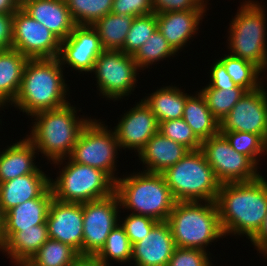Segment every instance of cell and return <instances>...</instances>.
Wrapping results in <instances>:
<instances>
[{
    "label": "cell",
    "mask_w": 267,
    "mask_h": 266,
    "mask_svg": "<svg viewBox=\"0 0 267 266\" xmlns=\"http://www.w3.org/2000/svg\"><path fill=\"white\" fill-rule=\"evenodd\" d=\"M149 95L143 100L151 108L158 123L183 118L184 106L190 95L183 93L179 87H161Z\"/></svg>",
    "instance_id": "28"
},
{
    "label": "cell",
    "mask_w": 267,
    "mask_h": 266,
    "mask_svg": "<svg viewBox=\"0 0 267 266\" xmlns=\"http://www.w3.org/2000/svg\"><path fill=\"white\" fill-rule=\"evenodd\" d=\"M71 266H107L92 256H80Z\"/></svg>",
    "instance_id": "46"
},
{
    "label": "cell",
    "mask_w": 267,
    "mask_h": 266,
    "mask_svg": "<svg viewBox=\"0 0 267 266\" xmlns=\"http://www.w3.org/2000/svg\"><path fill=\"white\" fill-rule=\"evenodd\" d=\"M28 58L16 49L0 51V101L12 105L21 87Z\"/></svg>",
    "instance_id": "26"
},
{
    "label": "cell",
    "mask_w": 267,
    "mask_h": 266,
    "mask_svg": "<svg viewBox=\"0 0 267 266\" xmlns=\"http://www.w3.org/2000/svg\"><path fill=\"white\" fill-rule=\"evenodd\" d=\"M18 9L14 0H0V13H15Z\"/></svg>",
    "instance_id": "47"
},
{
    "label": "cell",
    "mask_w": 267,
    "mask_h": 266,
    "mask_svg": "<svg viewBox=\"0 0 267 266\" xmlns=\"http://www.w3.org/2000/svg\"><path fill=\"white\" fill-rule=\"evenodd\" d=\"M79 253L60 241L48 239L29 260L30 266H71Z\"/></svg>",
    "instance_id": "30"
},
{
    "label": "cell",
    "mask_w": 267,
    "mask_h": 266,
    "mask_svg": "<svg viewBox=\"0 0 267 266\" xmlns=\"http://www.w3.org/2000/svg\"><path fill=\"white\" fill-rule=\"evenodd\" d=\"M215 202L224 236L246 235L251 240L267 214V180L260 176L250 182L220 184Z\"/></svg>",
    "instance_id": "1"
},
{
    "label": "cell",
    "mask_w": 267,
    "mask_h": 266,
    "mask_svg": "<svg viewBox=\"0 0 267 266\" xmlns=\"http://www.w3.org/2000/svg\"><path fill=\"white\" fill-rule=\"evenodd\" d=\"M94 257L107 266L110 259L119 263L131 261L132 244L120 224L110 232L104 246Z\"/></svg>",
    "instance_id": "33"
},
{
    "label": "cell",
    "mask_w": 267,
    "mask_h": 266,
    "mask_svg": "<svg viewBox=\"0 0 267 266\" xmlns=\"http://www.w3.org/2000/svg\"><path fill=\"white\" fill-rule=\"evenodd\" d=\"M61 40L19 8L13 17L12 48L28 59L58 58Z\"/></svg>",
    "instance_id": "13"
},
{
    "label": "cell",
    "mask_w": 267,
    "mask_h": 266,
    "mask_svg": "<svg viewBox=\"0 0 267 266\" xmlns=\"http://www.w3.org/2000/svg\"><path fill=\"white\" fill-rule=\"evenodd\" d=\"M153 11L156 14L183 10H206L202 0H152Z\"/></svg>",
    "instance_id": "42"
},
{
    "label": "cell",
    "mask_w": 267,
    "mask_h": 266,
    "mask_svg": "<svg viewBox=\"0 0 267 266\" xmlns=\"http://www.w3.org/2000/svg\"><path fill=\"white\" fill-rule=\"evenodd\" d=\"M183 119L201 141L220 132V122L212 115L200 91L195 96L192 94L187 98Z\"/></svg>",
    "instance_id": "27"
},
{
    "label": "cell",
    "mask_w": 267,
    "mask_h": 266,
    "mask_svg": "<svg viewBox=\"0 0 267 266\" xmlns=\"http://www.w3.org/2000/svg\"><path fill=\"white\" fill-rule=\"evenodd\" d=\"M5 104V105H4ZM3 106H6V103L0 101V107L4 108Z\"/></svg>",
    "instance_id": "50"
},
{
    "label": "cell",
    "mask_w": 267,
    "mask_h": 266,
    "mask_svg": "<svg viewBox=\"0 0 267 266\" xmlns=\"http://www.w3.org/2000/svg\"><path fill=\"white\" fill-rule=\"evenodd\" d=\"M159 132L186 147L189 151L201 149L202 141L183 118L162 121Z\"/></svg>",
    "instance_id": "38"
},
{
    "label": "cell",
    "mask_w": 267,
    "mask_h": 266,
    "mask_svg": "<svg viewBox=\"0 0 267 266\" xmlns=\"http://www.w3.org/2000/svg\"><path fill=\"white\" fill-rule=\"evenodd\" d=\"M220 133L226 137L233 149L248 156L256 165L260 161L257 157L267 152V143L257 134L241 131H220Z\"/></svg>",
    "instance_id": "37"
},
{
    "label": "cell",
    "mask_w": 267,
    "mask_h": 266,
    "mask_svg": "<svg viewBox=\"0 0 267 266\" xmlns=\"http://www.w3.org/2000/svg\"><path fill=\"white\" fill-rule=\"evenodd\" d=\"M76 25L95 24L100 18L111 13L113 0H65Z\"/></svg>",
    "instance_id": "34"
},
{
    "label": "cell",
    "mask_w": 267,
    "mask_h": 266,
    "mask_svg": "<svg viewBox=\"0 0 267 266\" xmlns=\"http://www.w3.org/2000/svg\"><path fill=\"white\" fill-rule=\"evenodd\" d=\"M18 266H30L28 263H24V264H21V265H18Z\"/></svg>",
    "instance_id": "51"
},
{
    "label": "cell",
    "mask_w": 267,
    "mask_h": 266,
    "mask_svg": "<svg viewBox=\"0 0 267 266\" xmlns=\"http://www.w3.org/2000/svg\"><path fill=\"white\" fill-rule=\"evenodd\" d=\"M176 202H215L220 183L201 149L188 151L162 173Z\"/></svg>",
    "instance_id": "6"
},
{
    "label": "cell",
    "mask_w": 267,
    "mask_h": 266,
    "mask_svg": "<svg viewBox=\"0 0 267 266\" xmlns=\"http://www.w3.org/2000/svg\"><path fill=\"white\" fill-rule=\"evenodd\" d=\"M49 239L47 224L32 226L21 231H2L0 251L17 265L28 263L39 248Z\"/></svg>",
    "instance_id": "20"
},
{
    "label": "cell",
    "mask_w": 267,
    "mask_h": 266,
    "mask_svg": "<svg viewBox=\"0 0 267 266\" xmlns=\"http://www.w3.org/2000/svg\"><path fill=\"white\" fill-rule=\"evenodd\" d=\"M188 151L186 147L158 131L149 139L138 156L143 164H146L144 172L162 174L181 160Z\"/></svg>",
    "instance_id": "23"
},
{
    "label": "cell",
    "mask_w": 267,
    "mask_h": 266,
    "mask_svg": "<svg viewBox=\"0 0 267 266\" xmlns=\"http://www.w3.org/2000/svg\"><path fill=\"white\" fill-rule=\"evenodd\" d=\"M219 61L225 66L234 83L247 92L257 90L263 86L258 77L262 70L254 63L230 54H225Z\"/></svg>",
    "instance_id": "31"
},
{
    "label": "cell",
    "mask_w": 267,
    "mask_h": 266,
    "mask_svg": "<svg viewBox=\"0 0 267 266\" xmlns=\"http://www.w3.org/2000/svg\"><path fill=\"white\" fill-rule=\"evenodd\" d=\"M120 145L114 131L108 130L101 122L91 119L82 129L69 158L75 162L98 168L114 181L115 160ZM115 176V177H114Z\"/></svg>",
    "instance_id": "9"
},
{
    "label": "cell",
    "mask_w": 267,
    "mask_h": 266,
    "mask_svg": "<svg viewBox=\"0 0 267 266\" xmlns=\"http://www.w3.org/2000/svg\"><path fill=\"white\" fill-rule=\"evenodd\" d=\"M206 10H183L156 14L157 29L171 47L178 52L199 28Z\"/></svg>",
    "instance_id": "19"
},
{
    "label": "cell",
    "mask_w": 267,
    "mask_h": 266,
    "mask_svg": "<svg viewBox=\"0 0 267 266\" xmlns=\"http://www.w3.org/2000/svg\"><path fill=\"white\" fill-rule=\"evenodd\" d=\"M156 29V13L135 17L121 51L133 56Z\"/></svg>",
    "instance_id": "36"
},
{
    "label": "cell",
    "mask_w": 267,
    "mask_h": 266,
    "mask_svg": "<svg viewBox=\"0 0 267 266\" xmlns=\"http://www.w3.org/2000/svg\"><path fill=\"white\" fill-rule=\"evenodd\" d=\"M68 159L56 181H49L53 198L61 202L85 203L115 193V181L106 172Z\"/></svg>",
    "instance_id": "8"
},
{
    "label": "cell",
    "mask_w": 267,
    "mask_h": 266,
    "mask_svg": "<svg viewBox=\"0 0 267 266\" xmlns=\"http://www.w3.org/2000/svg\"><path fill=\"white\" fill-rule=\"evenodd\" d=\"M21 9L46 26L61 41L65 40L76 26L65 0H33Z\"/></svg>",
    "instance_id": "21"
},
{
    "label": "cell",
    "mask_w": 267,
    "mask_h": 266,
    "mask_svg": "<svg viewBox=\"0 0 267 266\" xmlns=\"http://www.w3.org/2000/svg\"><path fill=\"white\" fill-rule=\"evenodd\" d=\"M53 195L50 186L38 197L13 207L3 216V231H21L46 224Z\"/></svg>",
    "instance_id": "24"
},
{
    "label": "cell",
    "mask_w": 267,
    "mask_h": 266,
    "mask_svg": "<svg viewBox=\"0 0 267 266\" xmlns=\"http://www.w3.org/2000/svg\"><path fill=\"white\" fill-rule=\"evenodd\" d=\"M3 214L1 212V209H0V244H1V235H2V231H3Z\"/></svg>",
    "instance_id": "49"
},
{
    "label": "cell",
    "mask_w": 267,
    "mask_h": 266,
    "mask_svg": "<svg viewBox=\"0 0 267 266\" xmlns=\"http://www.w3.org/2000/svg\"><path fill=\"white\" fill-rule=\"evenodd\" d=\"M119 206L116 193L83 203L82 256L94 257L104 246L110 232L121 223L117 216Z\"/></svg>",
    "instance_id": "12"
},
{
    "label": "cell",
    "mask_w": 267,
    "mask_h": 266,
    "mask_svg": "<svg viewBox=\"0 0 267 266\" xmlns=\"http://www.w3.org/2000/svg\"><path fill=\"white\" fill-rule=\"evenodd\" d=\"M49 239L74 248L82 256L83 203L52 199L46 219Z\"/></svg>",
    "instance_id": "16"
},
{
    "label": "cell",
    "mask_w": 267,
    "mask_h": 266,
    "mask_svg": "<svg viewBox=\"0 0 267 266\" xmlns=\"http://www.w3.org/2000/svg\"><path fill=\"white\" fill-rule=\"evenodd\" d=\"M220 131L254 133L267 143V93L264 86L242 96L220 121Z\"/></svg>",
    "instance_id": "14"
},
{
    "label": "cell",
    "mask_w": 267,
    "mask_h": 266,
    "mask_svg": "<svg viewBox=\"0 0 267 266\" xmlns=\"http://www.w3.org/2000/svg\"><path fill=\"white\" fill-rule=\"evenodd\" d=\"M111 12L133 17L154 13L152 0H113Z\"/></svg>",
    "instance_id": "41"
},
{
    "label": "cell",
    "mask_w": 267,
    "mask_h": 266,
    "mask_svg": "<svg viewBox=\"0 0 267 266\" xmlns=\"http://www.w3.org/2000/svg\"><path fill=\"white\" fill-rule=\"evenodd\" d=\"M14 13H0V51L12 48Z\"/></svg>",
    "instance_id": "44"
},
{
    "label": "cell",
    "mask_w": 267,
    "mask_h": 266,
    "mask_svg": "<svg viewBox=\"0 0 267 266\" xmlns=\"http://www.w3.org/2000/svg\"><path fill=\"white\" fill-rule=\"evenodd\" d=\"M200 92L212 115L220 122L247 91L242 87L215 89L208 85Z\"/></svg>",
    "instance_id": "32"
},
{
    "label": "cell",
    "mask_w": 267,
    "mask_h": 266,
    "mask_svg": "<svg viewBox=\"0 0 267 266\" xmlns=\"http://www.w3.org/2000/svg\"><path fill=\"white\" fill-rule=\"evenodd\" d=\"M115 193L120 207L134 210L132 214L147 216L158 222L167 221L176 203L163 175L158 173L141 171L118 177Z\"/></svg>",
    "instance_id": "4"
},
{
    "label": "cell",
    "mask_w": 267,
    "mask_h": 266,
    "mask_svg": "<svg viewBox=\"0 0 267 266\" xmlns=\"http://www.w3.org/2000/svg\"><path fill=\"white\" fill-rule=\"evenodd\" d=\"M209 258L204 250L176 247L167 266H210Z\"/></svg>",
    "instance_id": "40"
},
{
    "label": "cell",
    "mask_w": 267,
    "mask_h": 266,
    "mask_svg": "<svg viewBox=\"0 0 267 266\" xmlns=\"http://www.w3.org/2000/svg\"><path fill=\"white\" fill-rule=\"evenodd\" d=\"M176 53L161 32L156 29L133 55V59L139 69H144V67L148 68L154 62L156 63L164 58L173 57Z\"/></svg>",
    "instance_id": "35"
},
{
    "label": "cell",
    "mask_w": 267,
    "mask_h": 266,
    "mask_svg": "<svg viewBox=\"0 0 267 266\" xmlns=\"http://www.w3.org/2000/svg\"><path fill=\"white\" fill-rule=\"evenodd\" d=\"M33 0H14V2L18 5L19 8H22L26 3Z\"/></svg>",
    "instance_id": "48"
},
{
    "label": "cell",
    "mask_w": 267,
    "mask_h": 266,
    "mask_svg": "<svg viewBox=\"0 0 267 266\" xmlns=\"http://www.w3.org/2000/svg\"><path fill=\"white\" fill-rule=\"evenodd\" d=\"M35 151L27 138L3 149L0 152V183L30 173H44L34 164Z\"/></svg>",
    "instance_id": "25"
},
{
    "label": "cell",
    "mask_w": 267,
    "mask_h": 266,
    "mask_svg": "<svg viewBox=\"0 0 267 266\" xmlns=\"http://www.w3.org/2000/svg\"><path fill=\"white\" fill-rule=\"evenodd\" d=\"M75 109L68 102L62 107L32 115L36 121L30 135H26L27 139L53 164L61 165L63 160H67L82 129L90 120L76 117Z\"/></svg>",
    "instance_id": "3"
},
{
    "label": "cell",
    "mask_w": 267,
    "mask_h": 266,
    "mask_svg": "<svg viewBox=\"0 0 267 266\" xmlns=\"http://www.w3.org/2000/svg\"><path fill=\"white\" fill-rule=\"evenodd\" d=\"M201 150L220 184L250 182L261 175L257 165L232 148L220 132L202 141Z\"/></svg>",
    "instance_id": "10"
},
{
    "label": "cell",
    "mask_w": 267,
    "mask_h": 266,
    "mask_svg": "<svg viewBox=\"0 0 267 266\" xmlns=\"http://www.w3.org/2000/svg\"><path fill=\"white\" fill-rule=\"evenodd\" d=\"M251 243L256 246V250L267 256V214L265 215L263 224L258 233L250 240Z\"/></svg>",
    "instance_id": "45"
},
{
    "label": "cell",
    "mask_w": 267,
    "mask_h": 266,
    "mask_svg": "<svg viewBox=\"0 0 267 266\" xmlns=\"http://www.w3.org/2000/svg\"><path fill=\"white\" fill-rule=\"evenodd\" d=\"M121 227L126 232L131 244H135L145 238L158 221L143 215L130 214L124 218Z\"/></svg>",
    "instance_id": "39"
},
{
    "label": "cell",
    "mask_w": 267,
    "mask_h": 266,
    "mask_svg": "<svg viewBox=\"0 0 267 266\" xmlns=\"http://www.w3.org/2000/svg\"><path fill=\"white\" fill-rule=\"evenodd\" d=\"M211 83L208 84L215 89H224L226 87H239L227 73L225 66L217 60L210 70Z\"/></svg>",
    "instance_id": "43"
},
{
    "label": "cell",
    "mask_w": 267,
    "mask_h": 266,
    "mask_svg": "<svg viewBox=\"0 0 267 266\" xmlns=\"http://www.w3.org/2000/svg\"><path fill=\"white\" fill-rule=\"evenodd\" d=\"M139 68L132 55L121 50H104L94 69L100 93L107 99H121L134 91Z\"/></svg>",
    "instance_id": "11"
},
{
    "label": "cell",
    "mask_w": 267,
    "mask_h": 266,
    "mask_svg": "<svg viewBox=\"0 0 267 266\" xmlns=\"http://www.w3.org/2000/svg\"><path fill=\"white\" fill-rule=\"evenodd\" d=\"M259 4L243 2L229 27L228 49L230 55L250 61L263 71L267 69L266 14Z\"/></svg>",
    "instance_id": "7"
},
{
    "label": "cell",
    "mask_w": 267,
    "mask_h": 266,
    "mask_svg": "<svg viewBox=\"0 0 267 266\" xmlns=\"http://www.w3.org/2000/svg\"><path fill=\"white\" fill-rule=\"evenodd\" d=\"M62 69L58 58L28 59L20 90L12 104L30 116L66 105L69 90Z\"/></svg>",
    "instance_id": "2"
},
{
    "label": "cell",
    "mask_w": 267,
    "mask_h": 266,
    "mask_svg": "<svg viewBox=\"0 0 267 266\" xmlns=\"http://www.w3.org/2000/svg\"><path fill=\"white\" fill-rule=\"evenodd\" d=\"M167 222L176 247L206 251L210 242L224 236L216 202H176Z\"/></svg>",
    "instance_id": "5"
},
{
    "label": "cell",
    "mask_w": 267,
    "mask_h": 266,
    "mask_svg": "<svg viewBox=\"0 0 267 266\" xmlns=\"http://www.w3.org/2000/svg\"><path fill=\"white\" fill-rule=\"evenodd\" d=\"M103 51L99 34L93 26L76 25L61 41L58 59L62 66L67 64L78 72L92 73L95 61Z\"/></svg>",
    "instance_id": "15"
},
{
    "label": "cell",
    "mask_w": 267,
    "mask_h": 266,
    "mask_svg": "<svg viewBox=\"0 0 267 266\" xmlns=\"http://www.w3.org/2000/svg\"><path fill=\"white\" fill-rule=\"evenodd\" d=\"M125 113L114 128L117 141L120 149H134L139 154L149 139L159 131V123L143 99Z\"/></svg>",
    "instance_id": "17"
},
{
    "label": "cell",
    "mask_w": 267,
    "mask_h": 266,
    "mask_svg": "<svg viewBox=\"0 0 267 266\" xmlns=\"http://www.w3.org/2000/svg\"><path fill=\"white\" fill-rule=\"evenodd\" d=\"M135 17L108 13L92 26L99 34L104 50H121Z\"/></svg>",
    "instance_id": "29"
},
{
    "label": "cell",
    "mask_w": 267,
    "mask_h": 266,
    "mask_svg": "<svg viewBox=\"0 0 267 266\" xmlns=\"http://www.w3.org/2000/svg\"><path fill=\"white\" fill-rule=\"evenodd\" d=\"M176 248L167 221L158 222L139 242L132 245L135 266H167Z\"/></svg>",
    "instance_id": "18"
},
{
    "label": "cell",
    "mask_w": 267,
    "mask_h": 266,
    "mask_svg": "<svg viewBox=\"0 0 267 266\" xmlns=\"http://www.w3.org/2000/svg\"><path fill=\"white\" fill-rule=\"evenodd\" d=\"M50 177L45 173H30L0 183V209L7 211L25 201L38 198L48 187Z\"/></svg>",
    "instance_id": "22"
}]
</instances>
